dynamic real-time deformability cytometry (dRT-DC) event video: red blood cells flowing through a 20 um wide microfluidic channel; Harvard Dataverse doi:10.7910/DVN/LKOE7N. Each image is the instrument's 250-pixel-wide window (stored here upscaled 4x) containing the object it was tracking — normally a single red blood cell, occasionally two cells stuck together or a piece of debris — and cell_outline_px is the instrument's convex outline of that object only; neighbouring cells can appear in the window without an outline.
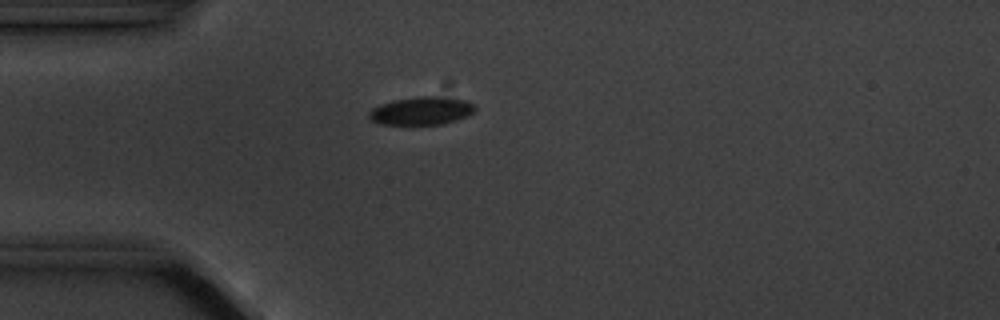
{"species": "common noctule bat (a hibernating species)", "species_latin": "Nyctalus noctula", "temperature_condition": "cold", "stored_images_in_passage": 5, "camera_frame_rate_fps": 3000, "um_per_image_px": 0.085, "animal": {"sex": "male", "body_mass_g": 20.1, "forearm_length_mm": 53.5}, "frame": {"image": 1, "passage_image": 5, "time_ms": 4.667, "image_size_px": [1000, 320], "cell_outline_px": [[476, 108], [468, 116], [456, 120], [440, 124], [380, 124], [372, 120], [368, 116], [368, 112], [372, 108], [380, 104], [392, 100], [420, 96], [436, 96], [464, 100], [472, 104]], "centroid_in_image_um": [35.78, 9.41], "position_along_channel_um": 49.2, "area_um2": 17.17}}